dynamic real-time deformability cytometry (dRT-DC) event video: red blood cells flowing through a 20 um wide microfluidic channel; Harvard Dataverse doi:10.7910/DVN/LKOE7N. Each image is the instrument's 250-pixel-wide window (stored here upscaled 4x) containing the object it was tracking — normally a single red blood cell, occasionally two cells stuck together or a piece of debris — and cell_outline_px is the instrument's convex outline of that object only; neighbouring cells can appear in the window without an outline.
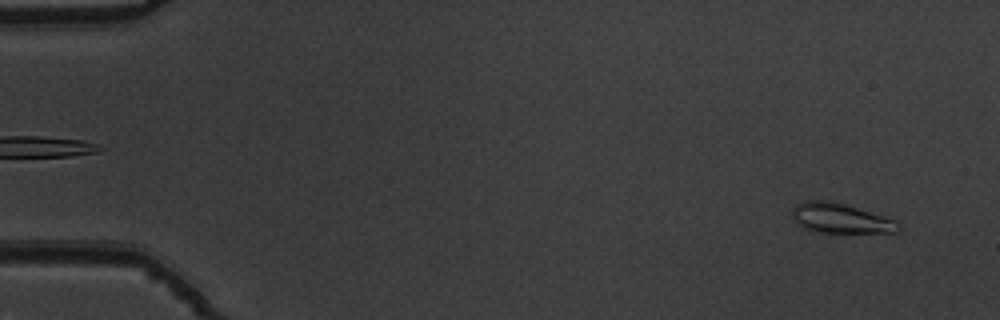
{"species": "common noctule bat (a hibernating species)", "species_latin": "Nyctalus noctula", "temperature_condition": "warm", "stored_images_in_passage": 53, "camera_frame_rate_fps": 3000, "um_per_image_px": 0.085, "animal": {"sex": "male", "body_mass_g": 19.5, "forearm_length_mm": 54.6}, "frame": {"image": 1, "passage_image": 3, "time_ms": 0.667, "image_size_px": [1000, 320], "cell_outline_px": [[904, 228], [896, 232], [820, 232], [804, 228], [796, 224], [792, 216], [792, 208], [796, 204], [804, 200], [828, 200], [844, 204], [896, 220]], "centroid_in_image_um": [71.43, 18.55], "position_along_channel_um": 13.6, "area_um2": 18.44}}
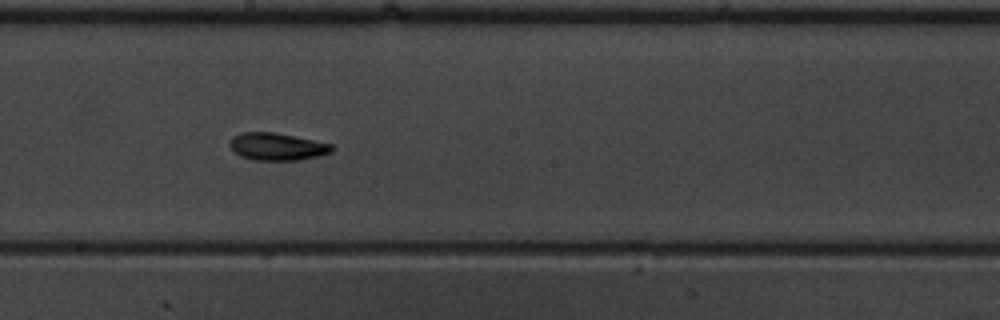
{"frame": {"image": 2, "passage_image": 30, "time_ms": 9.667, "image_size_px": [1000, 320], "cell_outline_px": [[332, 152], [320, 156], [300, 160], [252, 160], [240, 156], [228, 144], [232, 136], [240, 132], [272, 132], [332, 144]], "centroid_in_image_um": [23.52, 12.47], "position_along_channel_um": 224.7, "area_um2": 16.24}}
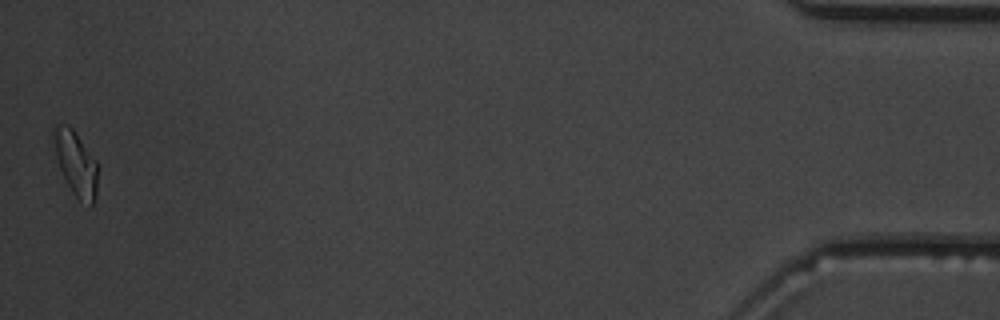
{"frame": {"image": 3, "passage_image": 53, "time_ms": 17.333, "image_size_px": [1000, 320], "cell_outline_px": [[96, 196], [92, 204], [80, 200], [72, 192], [60, 168], [56, 156], [52, 132], [52, 128], [56, 124], [68, 124], [72, 128], [96, 160]], "centroid_in_image_um": [6.42, 13.82], "position_along_channel_um": 428.8, "area_um2": 16.07}, "authors_computed_cell_mechanics": {"area_um2": 16.2418, "velocity_mm_per_s": 3.8078, "shape_relaxation_time_tau1_ms": 7.2583, "shape_relaxation_time_tau2_ms": 7.1525, "deformation_change_tau1": 0.1737, "deformation_change_tau2": 0.1368}}